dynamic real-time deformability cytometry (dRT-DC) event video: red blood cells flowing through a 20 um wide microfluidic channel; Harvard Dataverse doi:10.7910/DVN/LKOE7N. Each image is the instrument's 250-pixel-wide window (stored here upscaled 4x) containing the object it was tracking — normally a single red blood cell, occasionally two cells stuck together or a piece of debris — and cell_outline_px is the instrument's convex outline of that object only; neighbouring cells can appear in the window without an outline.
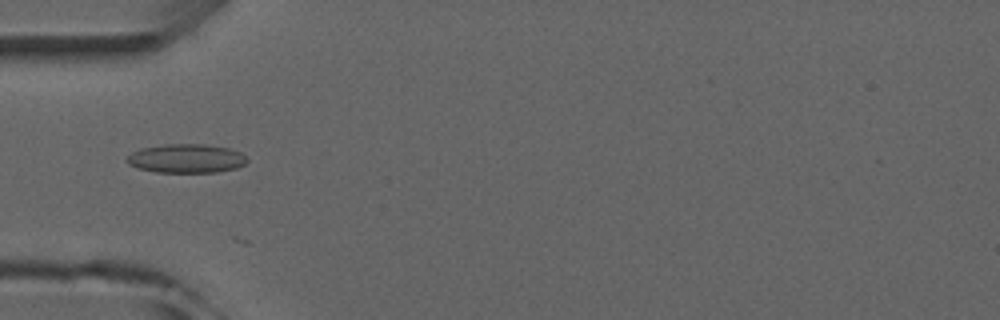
{"species": "common noctule bat (a hibernating species)", "species_latin": "Nyctalus noctula", "temperature_condition": "room temperature", "stored_images_in_passage": 6, "camera_frame_rate_fps": 3000, "um_per_image_px": 0.085, "animal": {"sex": "male", "forearm_length_mm": 52.5}, "frame": {"image": 1, "passage_image": 4, "time_ms": 3.333, "image_size_px": [1000, 320], "cell_outline_px": [[248, 160], [244, 164], [236, 168], [216, 172], [156, 172], [136, 168], [128, 164], [124, 160], [132, 152], [140, 148], [164, 144], [204, 144], [228, 148], [240, 152]], "centroid_in_image_um": [15.78, 13.47], "position_along_channel_um": 69.2, "area_um2": 20.29}}